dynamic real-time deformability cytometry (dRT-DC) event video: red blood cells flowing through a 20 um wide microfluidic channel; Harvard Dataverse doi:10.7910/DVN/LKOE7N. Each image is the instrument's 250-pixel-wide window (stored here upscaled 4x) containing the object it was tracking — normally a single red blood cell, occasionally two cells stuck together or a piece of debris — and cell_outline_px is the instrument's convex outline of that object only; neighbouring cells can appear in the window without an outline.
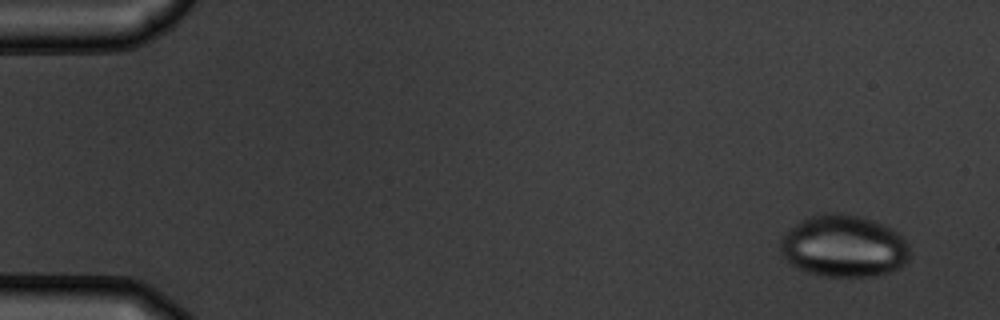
{"species": "common noctule bat (a hibernating species)", "species_latin": "Nyctalus noctula", "temperature_condition": "warm", "stored_images_in_passage": 6, "camera_frame_rate_fps": 3000, "um_per_image_px": 0.085, "animal": {"sex": "male", "body_mass_g": 19.5, "forearm_length_mm": 54.6}, "frame": {"image": 1, "passage_image": 1, "time_ms": 0.0, "image_size_px": [1000, 320], "cell_outline_px": [[908, 260], [900, 268], [876, 276], [820, 276], [804, 272], [796, 268], [784, 260], [780, 252], [780, 240], [800, 220], [808, 216], [824, 212], [840, 212], [860, 216], [884, 224], [900, 232], [908, 244]], "centroid_in_image_um": [71.71, 20.92], "position_along_channel_um": 13.3, "area_um2": 47.4}}